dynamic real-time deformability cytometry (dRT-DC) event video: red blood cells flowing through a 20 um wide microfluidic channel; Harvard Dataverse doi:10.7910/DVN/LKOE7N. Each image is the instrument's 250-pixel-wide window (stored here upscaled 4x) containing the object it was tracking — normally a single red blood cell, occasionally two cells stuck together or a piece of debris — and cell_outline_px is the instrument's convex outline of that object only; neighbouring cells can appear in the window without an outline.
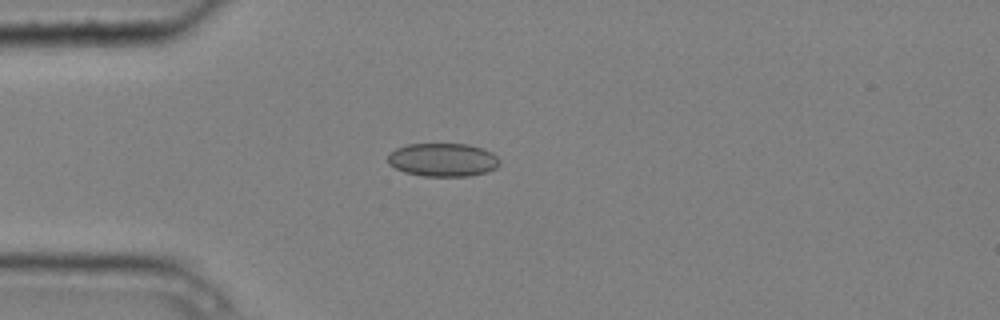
{"species": "common noctule bat (a hibernating species)", "species_latin": "Nyctalus noctula", "temperature_condition": "cold", "stored_images_in_passage": 3, "camera_frame_rate_fps": 3000, "um_per_image_px": 0.085, "animal": {"sex": "male", "body_mass_g": 20.4}, "frame": {"image": 1, "passage_image": 3, "time_ms": 0.667, "image_size_px": [1000, 320], "cell_outline_px": [[500, 164], [496, 168], [484, 172], [468, 176], [424, 176], [404, 172], [388, 164], [388, 156], [396, 148], [408, 144], [468, 144], [492, 152], [500, 160]], "centroid_in_image_um": [37.64, 13.58], "position_along_channel_um": 47.4, "area_um2": 21.62}}